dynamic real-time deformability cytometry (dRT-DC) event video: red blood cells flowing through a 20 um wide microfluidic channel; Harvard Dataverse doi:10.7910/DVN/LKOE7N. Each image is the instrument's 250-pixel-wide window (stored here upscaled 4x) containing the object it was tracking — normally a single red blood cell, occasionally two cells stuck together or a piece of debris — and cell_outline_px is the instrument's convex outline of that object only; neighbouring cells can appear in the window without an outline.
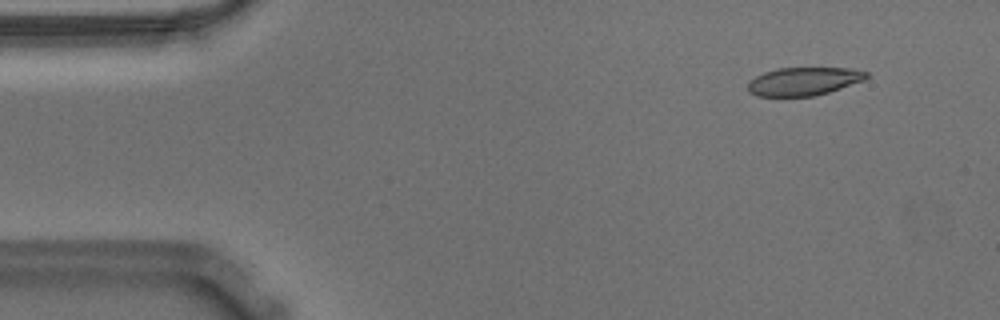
{"species": "Egyptian fruit bat (a non-hibernating species)", "species_latin": "Rousettus aegyptiacus", "temperature_condition": "warm", "stored_images_in_passage": 55, "camera_frame_rate_fps": 3000, "um_per_image_px": 0.085, "animal": {"sex": "male"}, "frame": {"image": 1, "passage_image": 5, "time_ms": 1.333, "image_size_px": [1000, 320], "cell_outline_px": [[868, 76], [864, 80], [828, 92], [812, 96], [756, 96], [748, 92], [748, 84], [756, 76], [764, 72], [776, 68], [852, 68], [868, 72]], "centroid_in_image_um": [68.31, 6.91], "position_along_channel_um": 16.7, "area_um2": 19.36}}
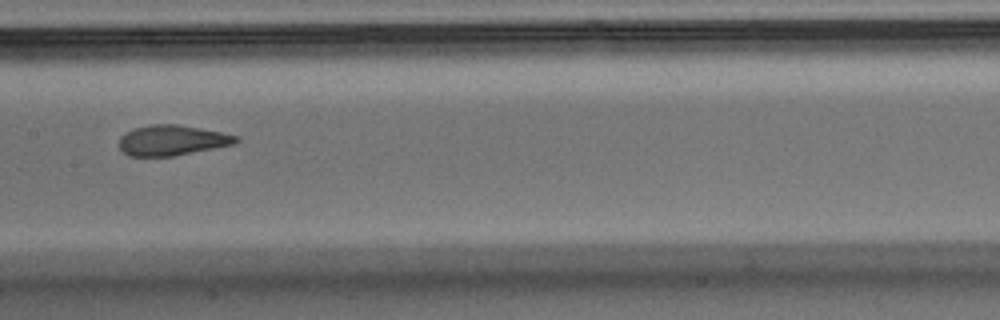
{"frame": {"image": 2, "passage_image": 27, "time_ms": 8.667, "image_size_px": [1000, 320], "cell_outline_px": [[240, 140], [236, 144], [172, 156], [128, 156], [120, 148], [120, 136], [136, 128], [152, 124], [176, 124], [220, 132], [240, 136]], "centroid_in_image_um": [14.66, 11.93], "position_along_channel_um": 192.7, "area_um2": 20.46}}
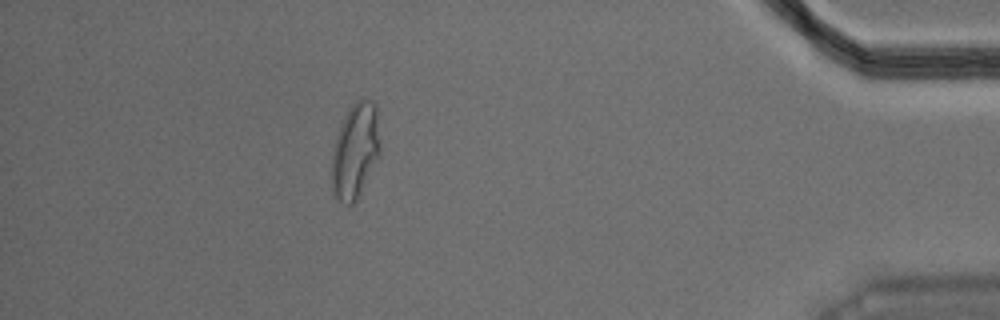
{"frame": {"image": 3, "passage_image": 49, "time_ms": 16.0, "image_size_px": [1000, 320], "cell_outline_px": [[380, 156], [356, 200], [352, 204], [348, 204], [336, 200], [332, 192], [332, 148], [340, 124], [348, 108], [356, 100], [372, 100], [376, 104], [380, 140]], "centroid_in_image_um": [30.19, 12.81], "position_along_channel_um": 405.0, "area_um2": 27.17}, "authors_computed_cell_mechanics": {"area_um2": 21.2704, "velocity_mm_per_s": 3.602, "shape_relaxation_time_tau1_ms": null, "shape_relaxation_time_tau2_ms": 1.2593, "deformation_change_tau1": null, "deformation_change_tau2": 0.0774}}